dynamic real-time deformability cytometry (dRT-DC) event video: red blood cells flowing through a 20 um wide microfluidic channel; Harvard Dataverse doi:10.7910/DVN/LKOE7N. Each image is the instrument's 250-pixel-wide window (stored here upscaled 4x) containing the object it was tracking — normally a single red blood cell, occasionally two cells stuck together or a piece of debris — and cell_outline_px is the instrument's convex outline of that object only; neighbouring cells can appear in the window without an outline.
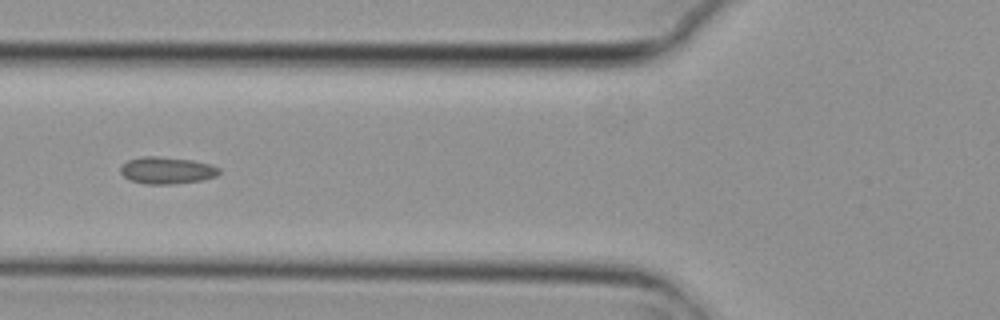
{"species": "common noctule bat (a hibernating species)", "species_latin": "Nyctalus noctula", "temperature_condition": "cold", "stored_images_in_passage": 7, "camera_frame_rate_fps": 3000, "um_per_image_px": 0.085, "animal": {"sex": "female", "body_mass_g": 29.2, "forearm_length_mm": 56.3}, "frame": {"image": 1, "passage_image": 6, "time_ms": 1.667, "image_size_px": [1000, 320], "cell_outline_px": [[220, 172], [216, 176], [204, 180], [172, 184], [144, 184], [128, 180], [120, 172], [120, 168], [128, 160], [144, 156], [156, 156], [192, 160], [212, 164], [220, 168]], "centroid_in_image_um": [14.2, 14.49], "position_along_channel_um": 111.6, "area_um2": 15.61}}
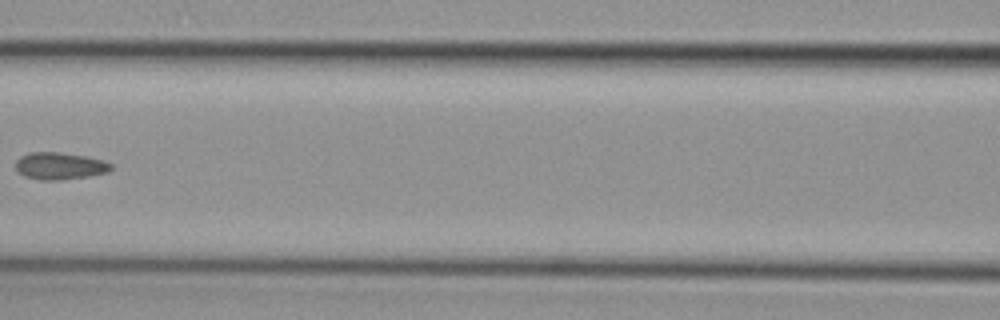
{"frame": {"image": 2, "passage_image": 7, "time_ms": 2.0, "image_size_px": [1000, 320], "cell_outline_px": [[112, 168], [108, 172], [88, 176], [60, 180], [40, 180], [24, 176], [16, 172], [16, 160], [20, 156], [32, 152], [56, 152], [84, 156], [104, 160], [112, 164]], "centroid_in_image_um": [5.06, 14.11], "position_along_channel_um": 161.5, "area_um2": 15.09}}